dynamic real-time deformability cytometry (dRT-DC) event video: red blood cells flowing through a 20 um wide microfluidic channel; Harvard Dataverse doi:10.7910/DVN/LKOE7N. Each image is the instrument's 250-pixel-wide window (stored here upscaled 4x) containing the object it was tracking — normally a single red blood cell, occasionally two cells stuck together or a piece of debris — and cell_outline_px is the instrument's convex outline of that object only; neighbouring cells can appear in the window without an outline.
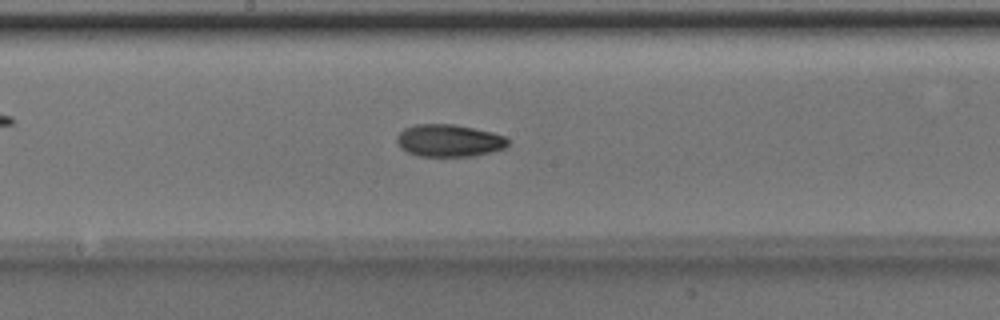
{"species": "Egyptian fruit bat (a non-hibernating species)", "species_latin": "Rousettus aegyptiacus", "temperature_condition": "room temperature", "stored_images_in_passage": 32, "camera_frame_rate_fps": 3000, "um_per_image_px": 0.085, "animal": {"sex": "male"}, "frame": {"image": 1, "passage_image": 18, "time_ms": 5.667, "image_size_px": [1000, 320], "cell_outline_px": [[508, 144], [504, 148], [492, 152], [476, 156], [416, 156], [400, 148], [396, 144], [396, 136], [404, 128], [416, 124], [452, 124], [492, 132], [504, 136], [508, 140]], "centroid_in_image_um": [38.13, 11.96], "position_along_channel_um": 210.1, "area_um2": 21.04}}
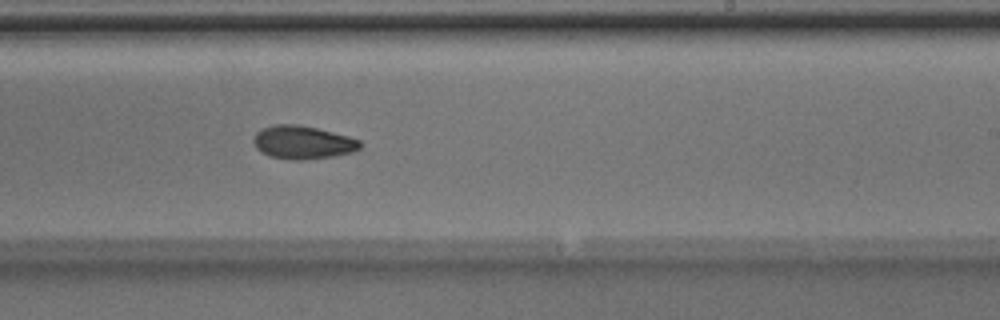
{"frame": {"image": 2, "passage_image": 22, "time_ms": 7.0, "image_size_px": [1000, 320], "cell_outline_px": [[364, 144], [356, 152], [336, 156], [304, 160], [296, 160], [268, 156], [256, 148], [252, 140], [256, 132], [264, 128], [276, 124], [296, 124], [316, 128], [348, 136], [360, 140]], "centroid_in_image_um": [25.77, 12.11], "position_along_channel_um": 263.2, "area_um2": 20.81}, "authors_computed_cell_mechanics": {"area_um2": 20.8369, "velocity_mm_per_s": 4.0187, "shape_relaxation_time_tau1_ms": 3.3583, "shape_relaxation_time_tau2_ms": null, "deformation_change_tau1": 0.1309, "deformation_change_tau2": null}}